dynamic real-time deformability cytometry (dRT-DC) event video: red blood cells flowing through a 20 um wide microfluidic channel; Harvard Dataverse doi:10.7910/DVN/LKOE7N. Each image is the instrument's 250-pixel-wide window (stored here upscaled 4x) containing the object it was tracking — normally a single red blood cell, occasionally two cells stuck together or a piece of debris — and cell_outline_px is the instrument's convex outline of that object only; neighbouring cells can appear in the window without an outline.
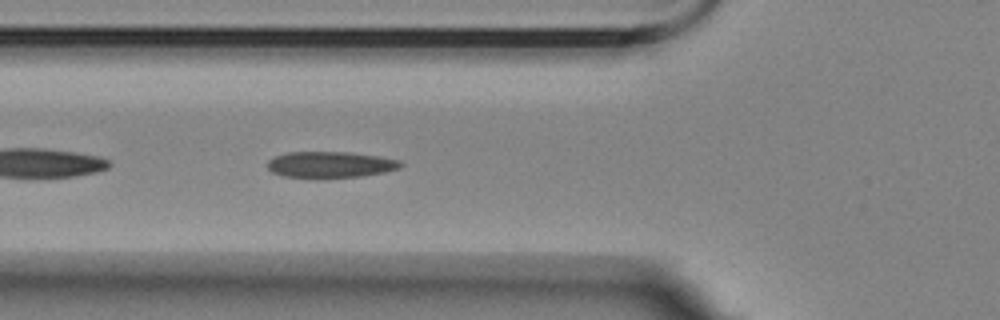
{"species": "Egyptian fruit bat (a non-hibernating species)", "species_latin": "Rousettus aegyptiacus", "temperature_condition": "room temperature", "stored_images_in_passage": 42, "camera_frame_rate_fps": 3000, "um_per_image_px": 0.085, "animal": {"sex": "female"}, "frame": {"image": 1, "passage_image": 5, "time_ms": 1.333, "image_size_px": [1000, 320], "cell_outline_px": [[404, 164], [400, 168], [384, 172], [360, 176], [284, 176], [272, 172], [268, 168], [268, 160], [276, 156], [288, 152], [348, 152], [380, 156], [400, 160]], "centroid_in_image_um": [28.13, 13.96], "position_along_channel_um": 97.7, "area_um2": 19.77}}
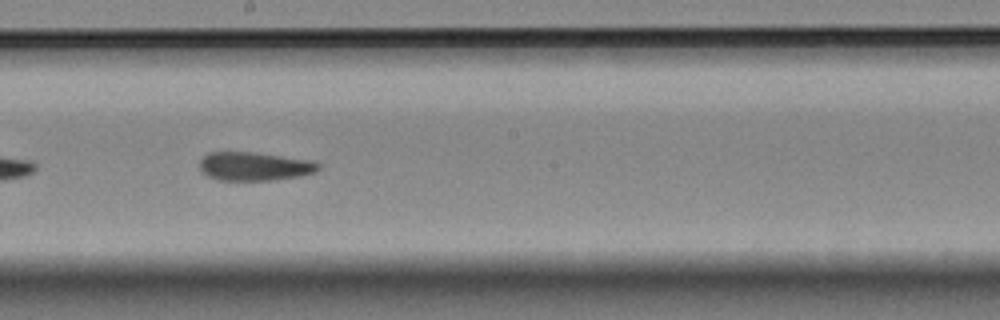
{"frame": {"image": 2, "passage_image": 16, "time_ms": 5.0, "image_size_px": [1000, 320], "cell_outline_px": [[320, 168], [316, 172], [300, 176], [272, 180], [216, 180], [208, 176], [200, 168], [200, 160], [208, 152], [252, 152], [316, 160], [320, 164]], "centroid_in_image_um": [21.68, 14.13], "position_along_channel_um": 226.5, "area_um2": 19.94}}
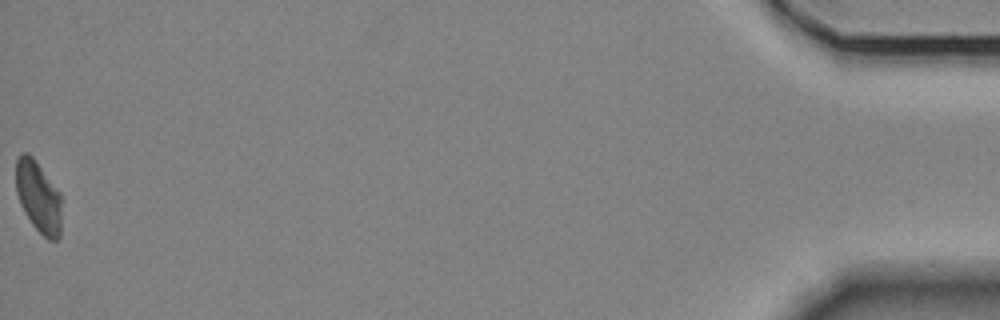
{"frame": {"image": 3, "passage_image": 42, "time_ms": 13.667, "image_size_px": [1000, 320], "cell_outline_px": [[60, 236], [56, 240], [48, 240], [32, 224], [24, 212], [20, 204], [16, 192], [16, 160], [20, 152], [28, 152], [32, 156], [60, 192]], "centroid_in_image_um": [3.24, 16.7], "position_along_channel_um": 432.0, "area_um2": 18.96}, "authors_computed_cell_mechanics": {"area_um2": 19.8543, "velocity_mm_per_s": 3.4968, "shape_relaxation_time_tau1_ms": null, "shape_relaxation_time_tau2_ms": 7.2811, "deformation_change_tau1": null, "deformation_change_tau2": 0.1458}}